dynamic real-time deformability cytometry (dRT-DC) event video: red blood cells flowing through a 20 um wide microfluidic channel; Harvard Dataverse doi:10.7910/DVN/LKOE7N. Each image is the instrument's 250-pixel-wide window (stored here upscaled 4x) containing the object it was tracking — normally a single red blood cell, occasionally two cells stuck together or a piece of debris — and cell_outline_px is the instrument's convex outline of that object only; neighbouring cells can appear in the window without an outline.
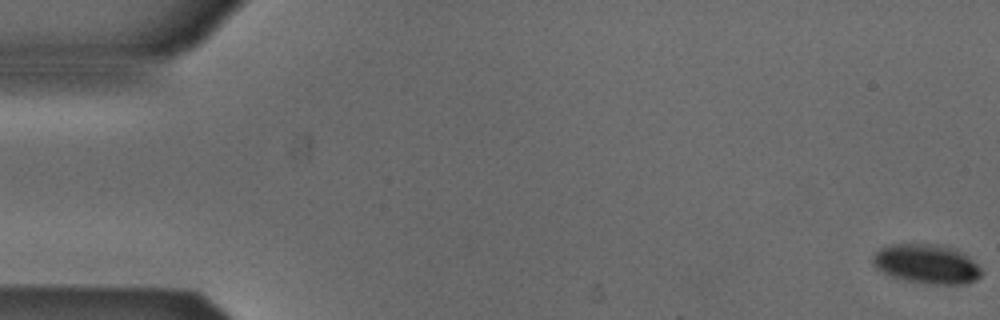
{"species": "Egyptian fruit bat (a non-hibernating species)", "species_latin": "Rousettus aegyptiacus", "temperature_condition": "cold", "stored_images_in_passage": 55, "camera_frame_rate_fps": 3000, "um_per_image_px": 0.085, "animal": {"sex": "male"}, "frame": {"image": 1, "passage_image": 1, "time_ms": 0.0, "image_size_px": [1000, 320], "cell_outline_px": [[984, 272], [976, 280], [968, 284], [924, 284], [892, 276], [876, 268], [872, 264], [872, 256], [880, 248], [892, 244], [936, 244], [956, 248], [964, 252]], "centroid_in_image_um": [78.79, 22.43], "position_along_channel_um": 6.2, "area_um2": 25.09}}
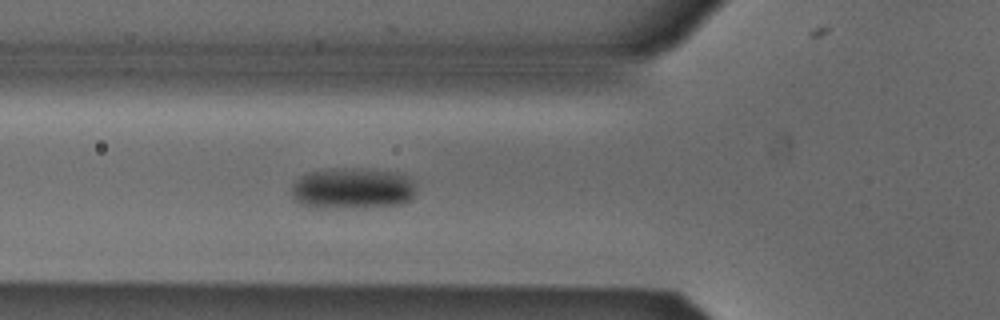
{"frame": {"image": 2, "passage_image": 20, "time_ms": 6.333, "image_size_px": [1000, 320], "cell_outline_px": [[416, 192], [408, 200], [400, 204], [316, 208], [300, 204], [292, 196], [292, 184], [300, 176], [308, 172], [324, 168], [368, 168], [396, 172], [408, 176], [416, 180]], "centroid_in_image_um": [29.96, 15.97], "position_along_channel_um": 95.8, "area_um2": 30.11}}
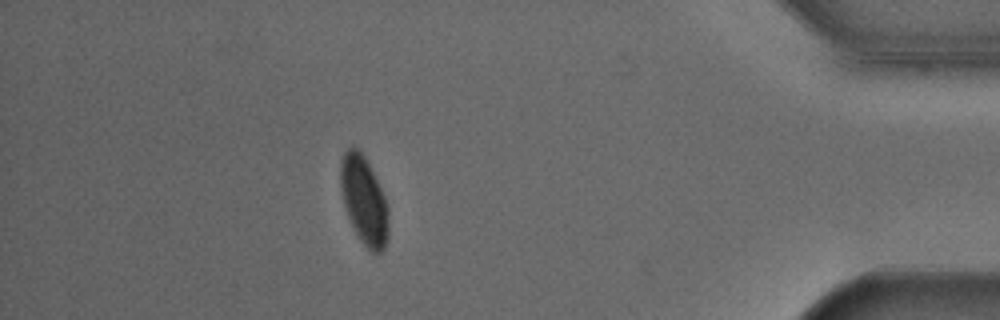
{"frame": {"image": 3, "passage_image": 48, "time_ms": 15.667, "image_size_px": [1000, 320], "cell_outline_px": [[388, 240], [384, 248], [380, 252], [372, 252], [360, 240], [352, 228], [344, 204], [340, 188], [340, 160], [344, 152], [348, 148], [356, 148], [364, 156], [384, 196], [388, 208]], "centroid_in_image_um": [30.92, 17.06], "position_along_channel_um": 404.3, "area_um2": 24.39}, "authors_computed_cell_mechanics": {"area_um2": 26.9926, "velocity_mm_per_s": 3.8326, "shape_relaxation_time_tau1_ms": 3.1682, "shape_relaxation_time_tau2_ms": null, "deformation_change_tau1": 0.082, "deformation_change_tau2": null}}